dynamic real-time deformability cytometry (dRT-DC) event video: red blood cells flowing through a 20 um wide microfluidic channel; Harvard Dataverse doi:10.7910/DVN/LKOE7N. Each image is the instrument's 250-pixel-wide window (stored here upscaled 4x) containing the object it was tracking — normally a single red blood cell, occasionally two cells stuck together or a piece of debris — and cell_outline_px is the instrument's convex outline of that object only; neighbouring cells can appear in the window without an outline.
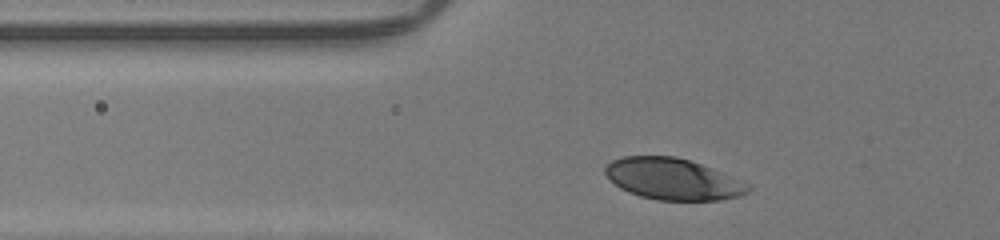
{"species": "human", "species_latin": "Homo sapiens", "temperature_condition": "room temperature", "stored_images_in_passage": 29, "camera_frame_rate_fps": 3000, "um_per_image_px": 0.085, "donor": {"sex": "male"}, "frame": {"image": 1, "passage_image": 4, "time_ms": 1.0, "image_size_px": [1000, 240], "cell_outline_px": [[752, 188], [748, 192], [740, 196], [720, 200], [656, 200], [640, 196], [628, 192], [620, 188], [604, 172], [604, 168], [612, 160], [624, 156], [676, 156], [712, 168], [752, 184]], "centroid_in_image_um": [57.23, 15.22], "position_along_channel_um": 68.6, "area_um2": 34.51}}
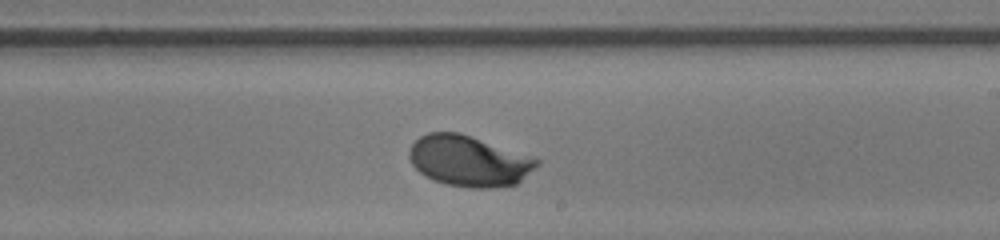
{"frame": {"image": 2, "passage_image": 18, "time_ms": 5.667, "image_size_px": [1000, 240], "cell_outline_px": [[540, 164], [516, 184], [496, 188], [468, 188], [444, 184], [432, 180], [424, 176], [412, 164], [408, 156], [408, 152], [412, 144], [420, 136], [428, 132], [460, 132], [540, 160]], "centroid_in_image_um": [39.82, 13.7], "position_along_channel_um": 249.2, "area_um2": 37.74}}
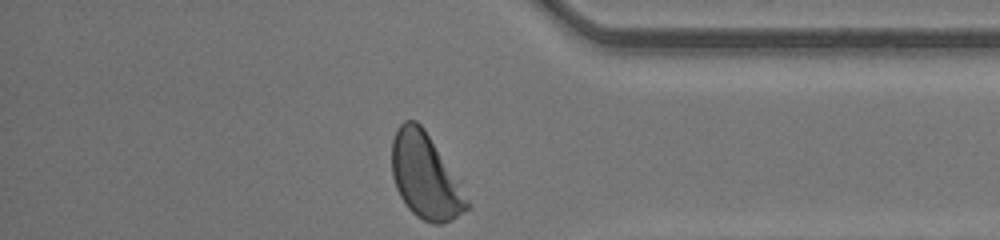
{"frame": {"image": 3, "passage_image": 29, "time_ms": 9.333, "image_size_px": [1000, 240], "cell_outline_px": [[468, 208], [444, 224], [432, 224], [416, 216], [408, 208], [400, 196], [396, 188], [392, 176], [392, 140], [396, 128], [404, 120], [416, 120], [424, 128], [468, 200]], "centroid_in_image_um": [36.08, 14.97], "position_along_channel_um": 399.1, "area_um2": 36.3}, "authors_computed_cell_mechanics": {"area_um2": 37.1654, "velocity_mm_per_s": 4.2293, "shape_relaxation_time_tau1_ms": 2.5149, "shape_relaxation_time_tau2_ms": null, "deformation_change_tau1": 0.1548, "deformation_change_tau2": null}}